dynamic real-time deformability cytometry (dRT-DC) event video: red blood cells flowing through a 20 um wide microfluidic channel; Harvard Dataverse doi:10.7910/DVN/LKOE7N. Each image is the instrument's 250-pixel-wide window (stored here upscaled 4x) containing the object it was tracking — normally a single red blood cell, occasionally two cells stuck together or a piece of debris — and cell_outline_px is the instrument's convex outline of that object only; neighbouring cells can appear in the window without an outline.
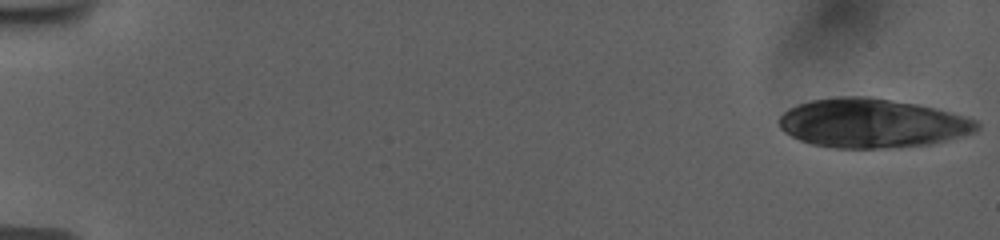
{"species": "human", "species_latin": "Homo sapiens", "temperature_condition": "room temperature", "stored_images_in_passage": 20, "camera_frame_rate_fps": 3000, "um_per_image_px": 0.085, "donor": {"sex": "female"}, "frame": {"image": 1, "passage_image": 1, "time_ms": 0.0, "image_size_px": [1000, 240], "cell_outline_px": [[980, 128], [972, 132], [944, 140], [928, 144], [884, 148], [836, 148], [812, 144], [800, 140], [784, 132], [780, 128], [780, 116], [788, 108], [812, 100], [836, 96], [868, 96], [916, 104], [948, 112], [976, 120], [980, 124]], "centroid_in_image_um": [74.07, 10.46], "position_along_channel_um": 10.9, "area_um2": 55.95}}